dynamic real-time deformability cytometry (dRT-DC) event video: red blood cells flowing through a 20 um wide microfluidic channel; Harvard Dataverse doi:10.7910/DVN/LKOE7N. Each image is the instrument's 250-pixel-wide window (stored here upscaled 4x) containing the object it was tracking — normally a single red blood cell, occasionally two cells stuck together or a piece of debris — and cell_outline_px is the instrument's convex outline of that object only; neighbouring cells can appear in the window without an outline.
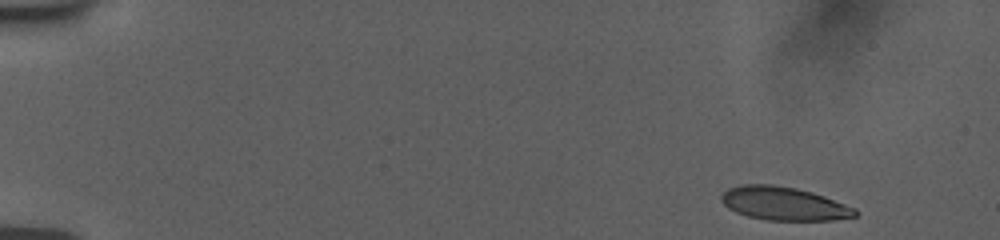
{"species": "human", "species_latin": "Homo sapiens", "temperature_condition": "room temperature", "stored_images_in_passage": 13, "camera_frame_rate_fps": 3000, "um_per_image_px": 0.085, "donor": {"sex": "female"}, "frame": {"image": 1, "passage_image": 1, "time_ms": 0.0, "image_size_px": [1000, 240], "cell_outline_px": [[856, 216], [832, 220], [764, 220], [748, 216], [736, 212], [728, 208], [720, 200], [720, 196], [728, 188], [744, 184], [772, 184], [796, 188], [812, 192], [824, 196], [856, 208]], "centroid_in_image_um": [66.6, 17.3], "position_along_channel_um": 18.4, "area_um2": 26.01}}
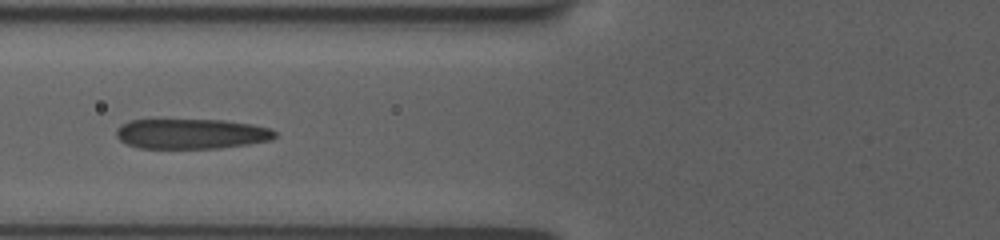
{"frame": {"image": 2, "passage_image": 8, "time_ms": 6.0, "image_size_px": [1000, 240], "cell_outline_px": [[276, 136], [272, 140], [248, 144], [220, 148], [140, 148], [128, 144], [120, 140], [116, 136], [116, 128], [128, 120], [224, 120], [252, 124], [268, 128], [276, 132]], "centroid_in_image_um": [16.26, 11.37], "position_along_channel_um": 109.5, "area_um2": 27.8}}
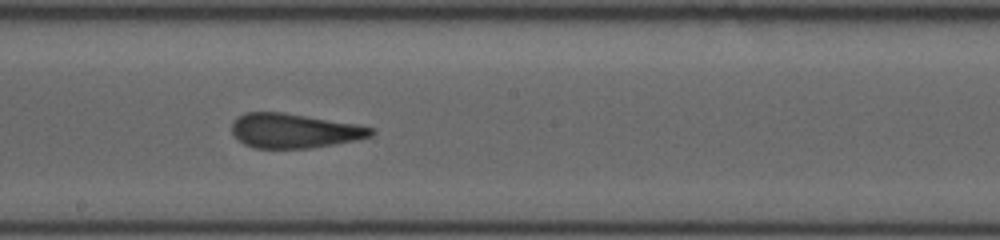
{"frame": {"image": 3, "passage_image": 11, "time_ms": 9.0, "image_size_px": [1000, 240], "cell_outline_px": [[376, 132], [372, 136], [356, 140], [312, 148], [256, 148], [244, 144], [232, 132], [232, 124], [236, 116], [244, 112], [284, 112], [356, 124], [376, 128]], "centroid_in_image_um": [25.03, 11.11], "position_along_channel_um": 223.2, "area_um2": 28.09}}